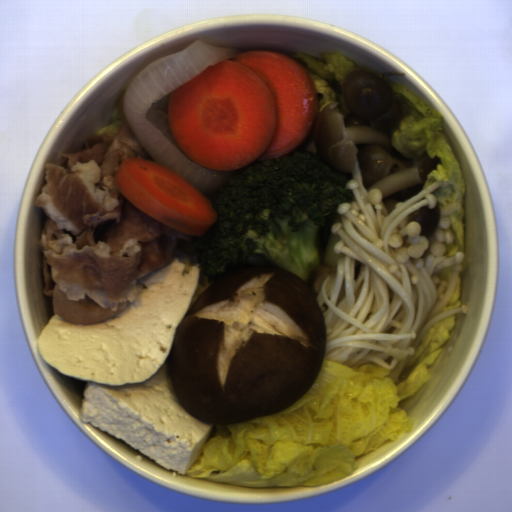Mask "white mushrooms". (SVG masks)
<instances>
[{
    "label": "white mushrooms",
    "instance_id": "1e6be865",
    "mask_svg": "<svg viewBox=\"0 0 512 512\" xmlns=\"http://www.w3.org/2000/svg\"><path fill=\"white\" fill-rule=\"evenodd\" d=\"M331 79L323 80L341 94L350 113L344 117L336 111L343 108L337 97L319 112L315 127L291 153L313 152L335 171L352 174L363 196L379 188L389 216L396 203L404 204L424 191L428 175L444 164L426 150L415 161L393 146L394 132L401 131L400 121L412 111L406 101L394 98L393 87L381 77L353 70L342 88L335 77Z\"/></svg>",
    "mask_w": 512,
    "mask_h": 512
},
{
    "label": "white mushrooms",
    "instance_id": "51bd03cf",
    "mask_svg": "<svg viewBox=\"0 0 512 512\" xmlns=\"http://www.w3.org/2000/svg\"><path fill=\"white\" fill-rule=\"evenodd\" d=\"M444 204V203H443ZM437 201L436 206L430 209L429 204L422 208L415 210L406 216L404 223L405 225L410 222H417L421 226V233L419 236H427L434 234L435 230L439 227V220L441 218V211L439 210L440 205Z\"/></svg>",
    "mask_w": 512,
    "mask_h": 512
}]
</instances>
